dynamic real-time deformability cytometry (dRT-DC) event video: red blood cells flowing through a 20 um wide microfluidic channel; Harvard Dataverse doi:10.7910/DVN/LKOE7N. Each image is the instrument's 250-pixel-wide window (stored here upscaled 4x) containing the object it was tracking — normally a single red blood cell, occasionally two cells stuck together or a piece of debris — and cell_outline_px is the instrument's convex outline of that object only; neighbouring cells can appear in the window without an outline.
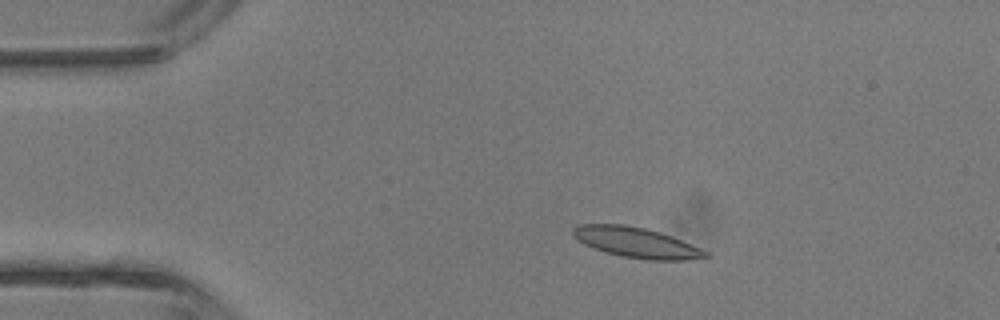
{"species": "common noctule bat (a hibernating species)", "species_latin": "Nyctalus noctula", "temperature_condition": "room temperature", "stored_images_in_passage": 9, "camera_frame_rate_fps": 3000, "um_per_image_px": 0.085, "animal": {"sex": "male", "body_mass_g": 13.3}, "frame": {"image": 1, "passage_image": 1, "time_ms": 0.0, "image_size_px": [1000, 320], "cell_outline_px": [[712, 256], [688, 260], [648, 260], [624, 256], [608, 252], [584, 244], [572, 236], [572, 228], [580, 224], [624, 224], [644, 228], [660, 232], [672, 236], [700, 248], [708, 252]], "centroid_in_image_um": [54.11, 20.61], "position_along_channel_um": 30.9, "area_um2": 23.24}}
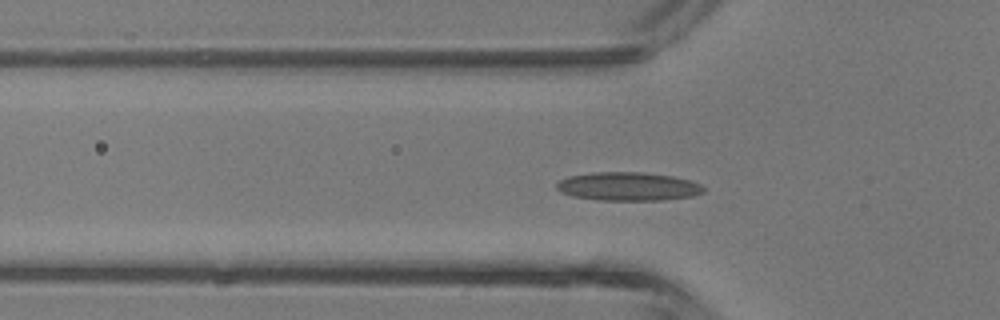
{"frame": {"image": 2, "passage_image": 7, "time_ms": 2.0, "image_size_px": [1000, 320], "cell_outline_px": [[704, 192], [692, 196], [664, 200], [596, 200], [572, 196], [560, 192], [556, 188], [556, 184], [560, 180], [568, 176], [592, 172], [644, 172], [672, 176], [688, 180], [700, 184], [704, 188]], "centroid_in_image_um": [53.36, 15.85], "position_along_channel_um": 72.4, "area_um2": 24.51}}